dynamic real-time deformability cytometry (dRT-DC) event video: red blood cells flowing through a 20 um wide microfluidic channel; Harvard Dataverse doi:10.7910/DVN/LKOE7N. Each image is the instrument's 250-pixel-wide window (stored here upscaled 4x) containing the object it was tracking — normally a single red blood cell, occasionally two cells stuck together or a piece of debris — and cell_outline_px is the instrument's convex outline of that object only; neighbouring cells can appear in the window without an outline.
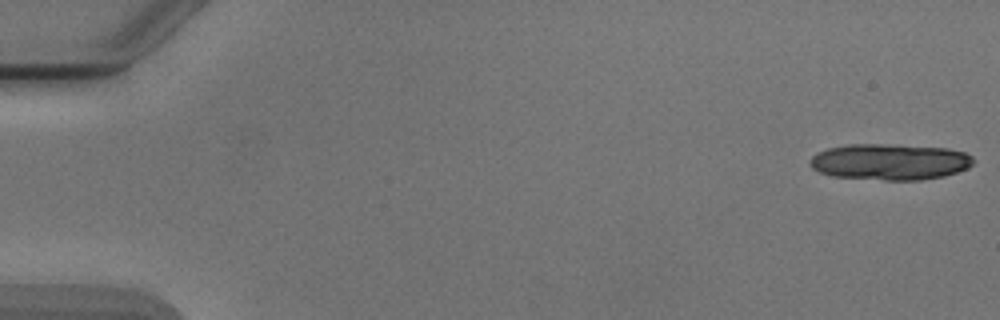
{"species": "Egyptian fruit bat (a non-hibernating species)", "species_latin": "Rousettus aegyptiacus", "temperature_condition": "cold", "stored_images_in_passage": 6, "camera_frame_rate_fps": 3000, "um_per_image_px": 0.085, "animal": {"sex": "male"}, "frame": {"image": 1, "passage_image": 1, "time_ms": 0.0, "image_size_px": [1000, 320], "cell_outline_px": [[976, 160], [968, 168], [944, 176], [920, 180], [884, 180], [832, 176], [820, 172], [812, 168], [808, 164], [808, 160], [816, 152], [828, 148], [848, 144], [880, 144], [948, 148], [964, 152], [972, 156]], "centroid_in_image_um": [75.62, 13.75], "position_along_channel_um": 9.4, "area_um2": 34.62}}
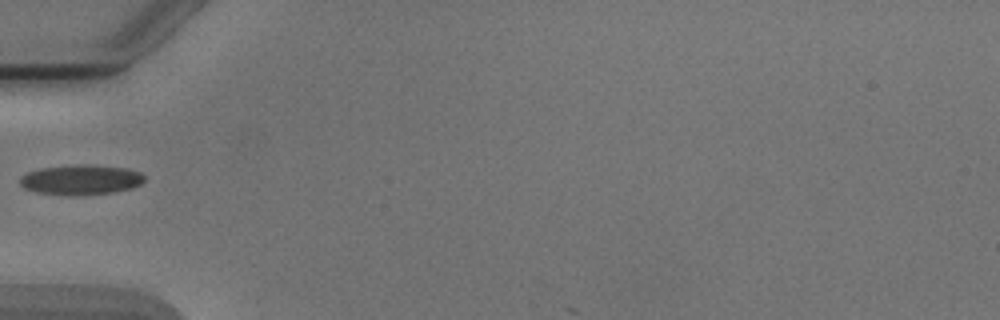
{"frame": {"image": 2, "passage_image": 5, "time_ms": 6.0, "image_size_px": [1000, 320], "cell_outline_px": [[144, 180], [140, 184], [132, 188], [112, 192], [76, 196], [68, 196], [36, 192], [24, 188], [20, 184], [20, 176], [28, 172], [40, 168], [80, 164], [92, 164], [128, 168], [140, 172], [144, 176]], "centroid_in_image_um": [6.87, 15.28], "position_along_channel_um": 78.1, "area_um2": 22.02}}
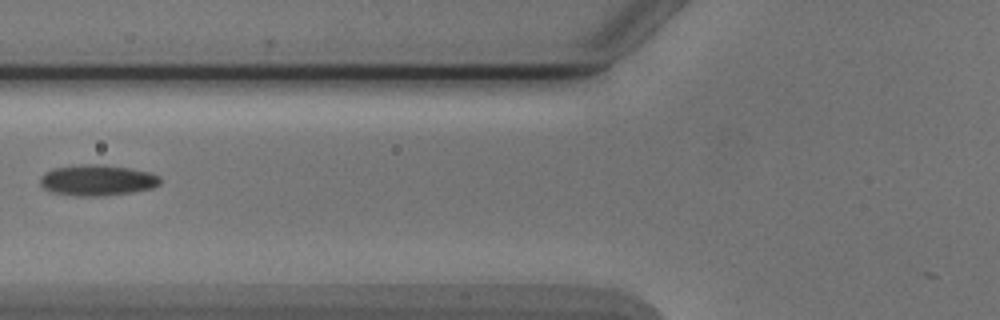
{"frame": {"image": 3, "passage_image": 6, "time_ms": 7.0, "image_size_px": [1000, 320], "cell_outline_px": [[160, 184], [152, 188], [132, 192], [104, 196], [72, 196], [52, 192], [44, 188], [40, 184], [40, 176], [44, 172], [52, 168], [84, 164], [104, 164], [132, 168], [152, 172], [160, 176]], "centroid_in_image_um": [8.27, 15.31], "position_along_channel_um": 117.5, "area_um2": 22.02}}